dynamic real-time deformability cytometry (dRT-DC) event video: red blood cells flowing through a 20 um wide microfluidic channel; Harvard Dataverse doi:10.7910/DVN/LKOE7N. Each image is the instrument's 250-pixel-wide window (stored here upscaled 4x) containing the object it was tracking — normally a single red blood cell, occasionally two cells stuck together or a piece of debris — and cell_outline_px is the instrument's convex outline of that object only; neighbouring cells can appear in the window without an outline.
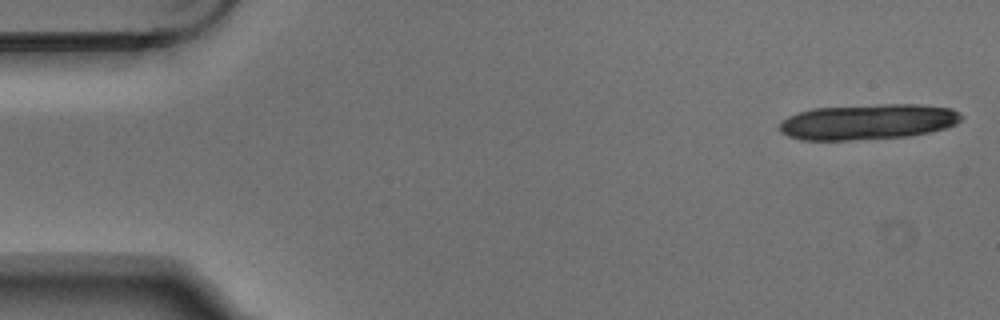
{"species": "Egyptian fruit bat (a non-hibernating species)", "species_latin": "Rousettus aegyptiacus", "temperature_condition": "warm", "stored_images_in_passage": 5, "camera_frame_rate_fps": 3000, "um_per_image_px": 0.085, "animal": {"sex": "male"}, "frame": {"image": 1, "passage_image": 1, "time_ms": 0.0, "image_size_px": [1000, 320], "cell_outline_px": [[964, 116], [956, 124], [948, 128], [908, 136], [848, 140], [800, 140], [788, 136], [780, 132], [780, 124], [788, 116], [812, 108], [880, 104], [920, 104], [952, 108], [960, 112]], "centroid_in_image_um": [73.81, 10.35], "position_along_channel_um": 11.2, "area_um2": 37.8}}